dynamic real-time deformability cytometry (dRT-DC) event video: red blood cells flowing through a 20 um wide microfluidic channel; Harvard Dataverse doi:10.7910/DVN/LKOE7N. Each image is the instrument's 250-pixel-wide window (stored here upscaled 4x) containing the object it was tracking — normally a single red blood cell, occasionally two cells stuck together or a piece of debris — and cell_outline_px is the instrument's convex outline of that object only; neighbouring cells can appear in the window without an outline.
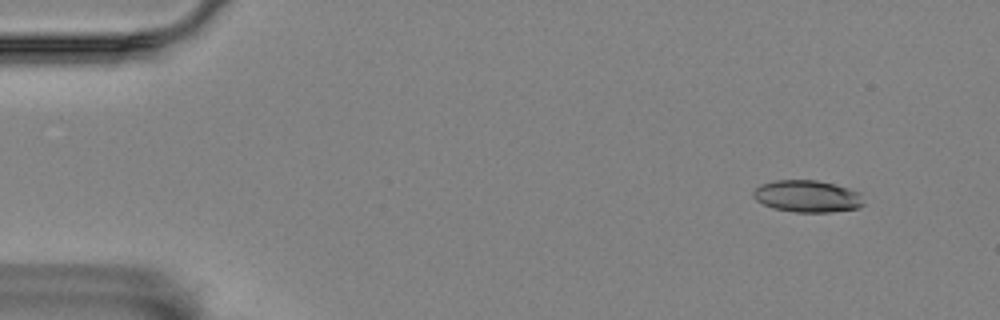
{"species": "Egyptian fruit bat (a non-hibernating species)", "species_latin": "Rousettus aegyptiacus", "temperature_condition": "room temperature", "stored_images_in_passage": 10, "camera_frame_rate_fps": 3000, "um_per_image_px": 0.085, "animal": {"sex": "female"}, "frame": {"image": 1, "passage_image": 1, "time_ms": 0.0, "image_size_px": [1000, 320], "cell_outline_px": [[864, 204], [860, 208], [832, 212], [796, 212], [772, 208], [756, 200], [752, 196], [752, 192], [760, 184], [772, 180], [816, 180], [836, 184], [860, 192]], "centroid_in_image_um": [68.62, 16.68], "position_along_channel_um": 16.4, "area_um2": 20.81}}
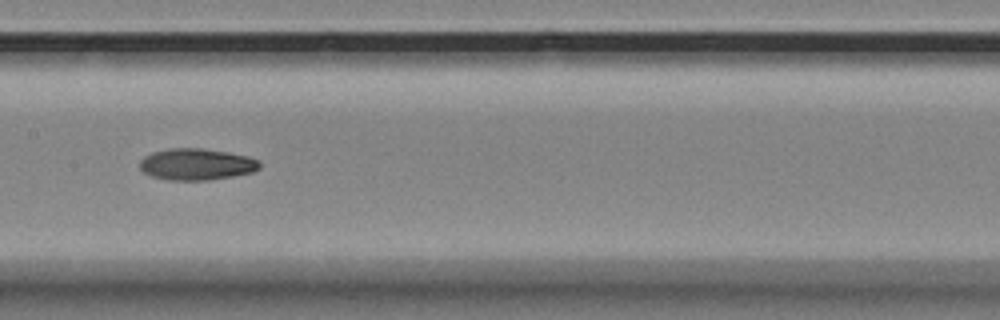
{"frame": {"image": 2, "passage_image": 7, "time_ms": 2.0, "image_size_px": [1000, 320], "cell_outline_px": [[260, 168], [252, 172], [232, 176], [208, 180], [168, 180], [152, 176], [144, 172], [140, 168], [140, 160], [144, 156], [152, 152], [168, 148], [200, 148], [228, 152], [248, 156], [260, 160]], "centroid_in_image_um": [16.7, 13.96], "position_along_channel_um": 190.7, "area_um2": 22.08}}
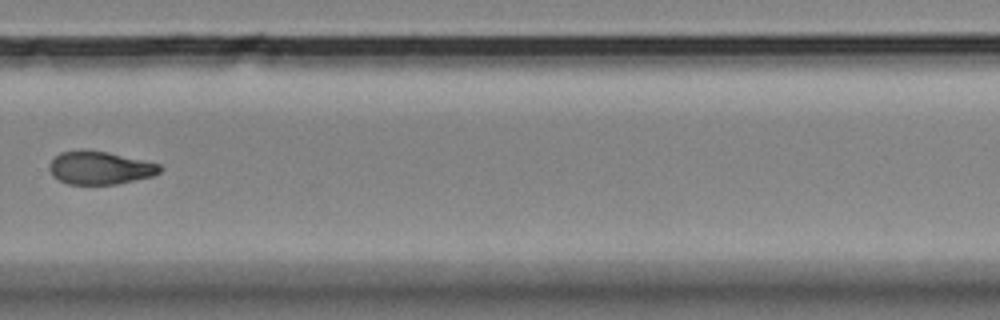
{"frame": {"image": 3, "passage_image": 10, "time_ms": 3.0, "image_size_px": [1000, 320], "cell_outline_px": [[164, 168], [160, 172], [152, 176], [116, 184], [68, 184], [52, 176], [48, 168], [48, 164], [60, 152], [104, 152], [144, 160], [160, 164]], "centroid_in_image_um": [8.51, 14.3], "position_along_channel_um": 321.3, "area_um2": 20.75}}